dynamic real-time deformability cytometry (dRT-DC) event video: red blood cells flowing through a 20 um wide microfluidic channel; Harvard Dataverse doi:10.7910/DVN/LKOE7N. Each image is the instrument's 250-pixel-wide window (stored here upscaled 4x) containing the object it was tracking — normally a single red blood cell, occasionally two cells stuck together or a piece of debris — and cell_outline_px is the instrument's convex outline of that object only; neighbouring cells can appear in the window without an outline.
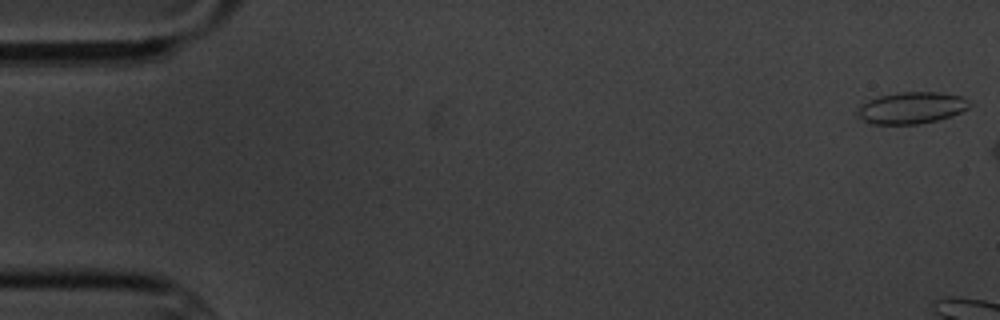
{"species": "common noctule bat (a hibernating species)", "species_latin": "Nyctalus noctula", "temperature_condition": "cold", "stored_images_in_passage": 3, "camera_frame_rate_fps": 3000, "um_per_image_px": 0.085, "animal": {"sex": "male", "body_mass_g": 20.1, "forearm_length_mm": 53.5}, "frame": {"image": 1, "passage_image": 1, "time_ms": 0.0, "image_size_px": [1000, 320], "cell_outline_px": [[972, 104], [968, 108], [952, 116], [920, 124], [872, 124], [864, 120], [856, 112], [856, 108], [860, 104], [868, 100], [880, 96], [896, 92], [940, 92], [960, 96], [968, 100]], "centroid_in_image_um": [77.47, 9.16], "position_along_channel_um": 7.5, "area_um2": 20.75}}